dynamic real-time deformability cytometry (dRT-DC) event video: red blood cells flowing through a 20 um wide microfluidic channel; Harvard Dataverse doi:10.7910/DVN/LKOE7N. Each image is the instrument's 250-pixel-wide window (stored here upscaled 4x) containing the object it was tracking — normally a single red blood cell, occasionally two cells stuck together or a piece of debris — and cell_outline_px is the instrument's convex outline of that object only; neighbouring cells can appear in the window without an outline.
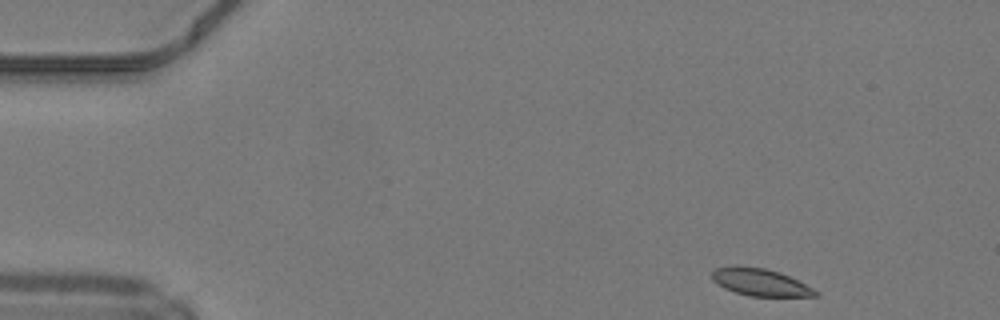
{"species": "common noctule bat (a hibernating species)", "species_latin": "Nyctalus noctula", "temperature_condition": "warm", "stored_images_in_passage": 44, "camera_frame_rate_fps": 3000, "um_per_image_px": 0.085, "animal": {"sex": "male", "body_mass_g": 19.2, "forearm_length_mm": 51.8}, "frame": {"image": 1, "passage_image": 1, "time_ms": 0.0, "image_size_px": [1000, 320], "cell_outline_px": [[820, 296], [748, 296], [724, 288], [712, 280], [712, 272], [716, 268], [736, 264], [764, 268], [780, 272], [820, 292]], "centroid_in_image_um": [64.59, 23.97], "position_along_channel_um": 20.4, "area_um2": 16.47}}
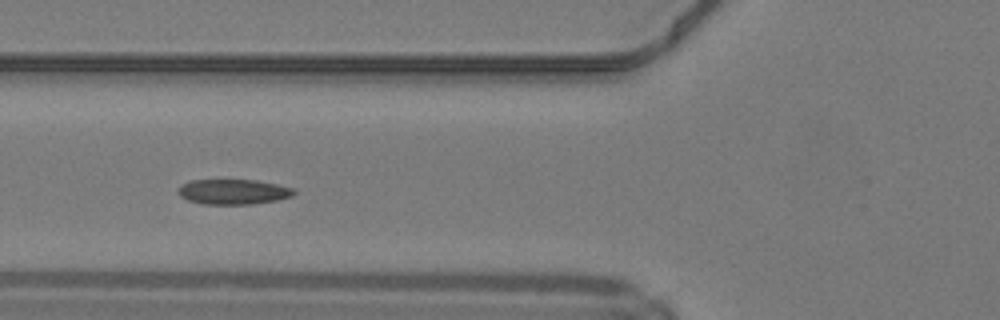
{"frame": {"image": 2, "passage_image": 14, "time_ms": 4.333, "image_size_px": [1000, 320], "cell_outline_px": [[296, 192], [292, 196], [276, 200], [252, 204], [200, 204], [188, 200], [180, 196], [176, 192], [184, 184], [192, 180], [256, 180], [276, 184], [292, 188]], "centroid_in_image_um": [19.82, 16.31], "position_along_channel_um": 106.0, "area_um2": 16.82}}
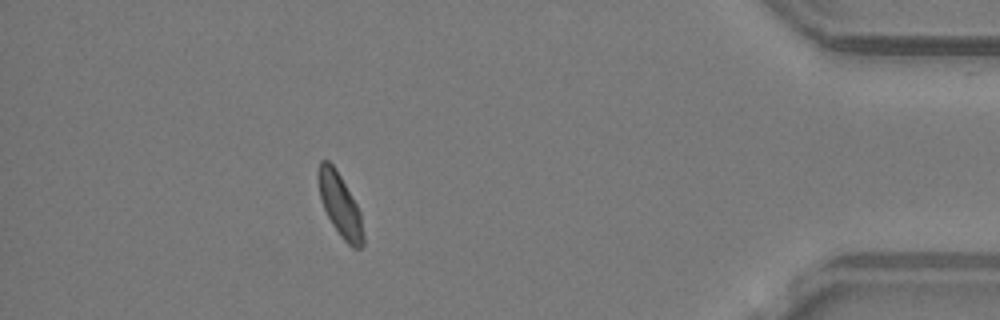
{"frame": {"image": 3, "passage_image": 39, "time_ms": 12.667, "image_size_px": [1000, 320], "cell_outline_px": [[364, 244], [360, 248], [352, 248], [340, 236], [332, 224], [320, 200], [316, 176], [316, 172], [320, 160], [328, 160], [336, 168], [356, 204], [360, 212], [364, 236]], "centroid_in_image_um": [28.87, 17.4], "position_along_channel_um": 406.3, "area_um2": 16.65}, "authors_computed_cell_mechanics": {"area_um2": 17.0799, "velocity_mm_per_s": 4.2116, "shape_relaxation_time_tau1_ms": 6.2068, "shape_relaxation_time_tau2_ms": 5.0299, "deformation_change_tau1": 0.1261, "deformation_change_tau2": 0.0878}}